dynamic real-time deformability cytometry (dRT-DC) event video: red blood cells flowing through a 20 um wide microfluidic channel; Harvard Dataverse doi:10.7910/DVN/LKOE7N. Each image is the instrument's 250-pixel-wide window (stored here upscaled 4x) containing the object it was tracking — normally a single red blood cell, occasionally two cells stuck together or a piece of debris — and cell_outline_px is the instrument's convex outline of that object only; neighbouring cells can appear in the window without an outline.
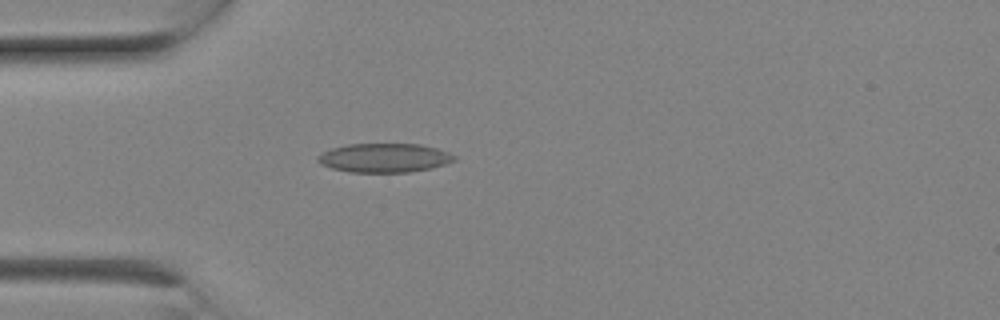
{"species": "Egyptian fruit bat (a non-hibernating species)", "species_latin": "Rousettus aegyptiacus", "temperature_condition": "room temperature", "stored_images_in_passage": 4, "camera_frame_rate_fps": 3000, "um_per_image_px": 0.085, "animal": {"sex": "female"}, "frame": {"image": 1, "passage_image": 1, "time_ms": 0.0, "image_size_px": [1000, 320], "cell_outline_px": [[456, 160], [432, 168], [408, 172], [348, 172], [332, 168], [320, 164], [316, 160], [316, 156], [332, 148], [348, 144], [420, 144], [436, 148], [448, 152], [456, 156]], "centroid_in_image_um": [32.65, 13.42], "position_along_channel_um": 52.3, "area_um2": 23.06}}
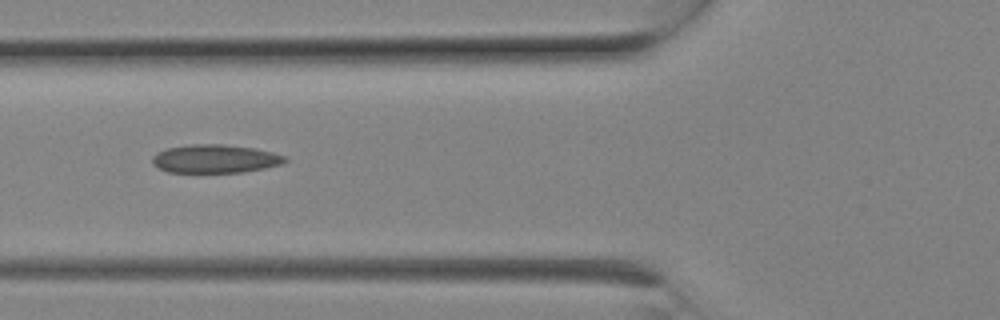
{"frame": {"image": 2, "passage_image": 3, "time_ms": 0.667, "image_size_px": [1000, 320], "cell_outline_px": [[288, 160], [280, 164], [264, 168], [244, 172], [168, 172], [156, 168], [152, 164], [152, 156], [156, 152], [168, 148], [192, 144], [224, 144], [252, 148], [272, 152], [288, 156]], "centroid_in_image_um": [18.26, 13.5], "position_along_channel_um": 107.5, "area_um2": 22.02}}
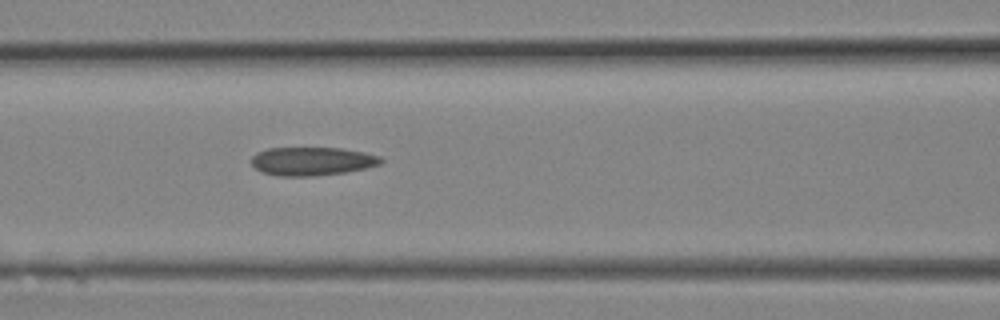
{"frame": {"image": 3, "passage_image": 4, "time_ms": 1.0, "image_size_px": [1000, 320], "cell_outline_px": [[384, 160], [380, 164], [368, 168], [344, 172], [312, 176], [280, 176], [264, 172], [256, 168], [252, 164], [252, 156], [256, 152], [268, 148], [344, 148], [364, 152], [380, 156]], "centroid_in_image_um": [26.56, 13.69], "position_along_channel_um": 140.0, "area_um2": 21.44}}